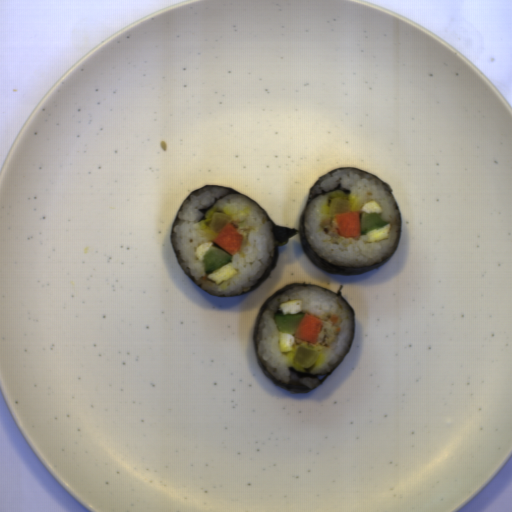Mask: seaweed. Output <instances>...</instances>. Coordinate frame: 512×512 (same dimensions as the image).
Wrapping results in <instances>:
<instances>
[{"label":"seaweed","mask_w":512,"mask_h":512,"mask_svg":"<svg viewBox=\"0 0 512 512\" xmlns=\"http://www.w3.org/2000/svg\"><path fill=\"white\" fill-rule=\"evenodd\" d=\"M354 169V170H358V171H361V172H365V173H368L378 179H380L382 181V183L385 185V187L391 191L397 205H398V202L393 194V188L391 187V185L389 183H386L383 179H381L379 176L375 175V174H372V173H369L359 167H355V166H343V167H339V168H334L320 176L317 177L316 181L313 183V185L310 187L309 189V193H308V197H307V201H306V204L301 212V214L299 215V219H298V223H297V227L298 228H286V227H279L278 225H276L272 218L270 217V215L266 212L265 208H261L262 211L264 212L266 218H267V221H270L271 225H272V229H271V233L273 234V237H274V253H273V260L272 262L270 263V265L266 268V270L261 274V276L259 277L258 281L255 283V285L253 287L250 288L249 292L251 290H253L254 288H257L261 283H263L266 279H268L272 273V270L274 268L277 267V263H278V257H279V247L281 246H284L285 244H287L289 242V238H293L294 236L298 235L299 233V239H300V243L307 255V257L309 258V260L315 264L318 268L322 269L323 271L325 272H328V273H331L333 275H360V274H364L366 271H370V270H374V269H378L379 267H381L382 265H384L388 260H390L394 254L396 253L397 249H398V246H399V243H400V240H401V237L398 241V244L395 248V250L393 251V253L390 255L389 258H387L386 260H384L383 262L379 263V264H376L372 267H346V266H339L337 264H334L332 262H329L327 261L326 259L320 257L319 255H317L315 253V251L312 249V247L310 246L307 238H306V234H305V228H304V214H305V210H306V207L309 205V203L316 197V196H319V195H322V194H326L327 192H331V191H335V190H341L343 191L345 194H350L351 191L350 190H347L345 188H342L341 184H339L337 187L333 188L332 190L330 191H322L321 194H311V190L317 185V183L319 182L320 179H322L323 177H325L326 175H329V174H332L333 171H339V170H344V169ZM399 207V205H398ZM400 209V208H399ZM400 216H401V235H402V215H401V210H400Z\"/></svg>","instance_id":"1faa68ee"},{"label":"seaweed","mask_w":512,"mask_h":512,"mask_svg":"<svg viewBox=\"0 0 512 512\" xmlns=\"http://www.w3.org/2000/svg\"><path fill=\"white\" fill-rule=\"evenodd\" d=\"M296 286L321 287V288H323L325 290H328V291L334 293L335 295L339 296L348 305V307L353 312V325H352L350 344H349V346H348V348H347L343 358L337 363V365L330 372H327L325 374H315L314 375V374H310V373H306V372H298L294 367H289V370L291 372V377H290V383H289V386H288L285 383H283L280 380H278L276 377H274L264 367V365L260 361L259 356H258V352H257V335H258L259 324L261 323L262 318H263L262 314L265 311V309L268 307L269 302L274 300L276 297L281 295L286 290H289V289L294 288ZM342 289H343V284H340L337 292H335V291L329 290L327 288H324L322 286H318V285L311 284V283L294 282V283H290V284H285L280 289L275 291L271 296H269L265 300L263 305L260 307V309L258 311V314H257V317H256L255 322H254L253 332H252V337H251L254 358H255V361L257 363L258 368L264 374V376L268 380H270L273 384H275L277 387L282 389L283 391H289L290 393L293 394V393H307L309 391L317 389L321 384H323L329 378V376L334 372V370L338 367V365L343 361V359L346 357V355L350 351V349L352 347V344H353V341H354L355 330H356V310L350 304V302L342 295Z\"/></svg>","instance_id":"45ffbabd"},{"label":"seaweed","mask_w":512,"mask_h":512,"mask_svg":"<svg viewBox=\"0 0 512 512\" xmlns=\"http://www.w3.org/2000/svg\"><path fill=\"white\" fill-rule=\"evenodd\" d=\"M205 187H219V188H224V189L228 190V193H227L226 195L220 196L219 198L214 197V201H213L210 205H208V206H207V207H205V208H200V209H198V210L200 211V213H203L202 217L198 220V222H199V221H201V220H206V218H205V214H206V212H207L210 208H212V207L214 206V204H216V203H217L218 201H220L222 198H224L225 196L232 195V194H240L239 192H237V191H235V190H233V189H231V188H229V187H226V186L220 185V184H205L204 186L199 187V188H197V189H195V190L191 191V192L187 195V197H186L185 199H183V200H182V202H181V204H180V206H179V208H178V210H177V212H176L175 220H174V222H173V224H172V227H171L170 242H171V246H172V248H173V250H174V252H175V256H176V258H177V261H178V263H179L180 267L182 268V270H183V272L185 273V275H186L187 277H189V278L192 280V282H193L194 284L196 283V282H195V278H194V277H192V276H190V275H188V274H187V272L184 270V268H183V267L181 266V264H180V261H179V251H177V250L175 249V247H174L173 240H172V235H173V229H174V226H176V225H177V223H178V214H179V211H182V206H183L184 201H185L186 199H189V200H190V195H191V194H194L196 191H198V190H200V189H203V188H205ZM241 195H242V194H241ZM198 222H197V223H198Z\"/></svg>","instance_id":"7513b1e5"}]
</instances>
